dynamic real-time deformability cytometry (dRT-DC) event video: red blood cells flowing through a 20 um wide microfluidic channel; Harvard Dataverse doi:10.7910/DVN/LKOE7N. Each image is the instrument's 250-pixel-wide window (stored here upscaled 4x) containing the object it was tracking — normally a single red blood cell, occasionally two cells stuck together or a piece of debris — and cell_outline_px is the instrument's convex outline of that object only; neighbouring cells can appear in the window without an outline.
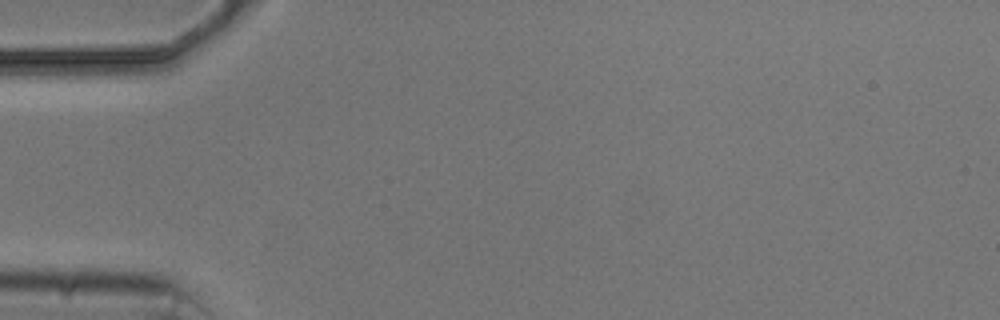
{"species": "common noctule bat (a hibernating species)", "species_latin": "Nyctalus noctula", "temperature_condition": "cold", "stored_images_in_passage": 4, "camera_frame_rate_fps": 3000, "um_per_image_px": 0.085, "animal": {"sex": "male", "body_mass_g": 20.5, "forearm_length_mm": 52.5}, "frame": {"image": 1, "passage_image": 1, "time_ms": 0.0, "image_size_px": [1000, 320], "cell_outline_px": [[160, 60], [128, 80], [68, 80], [60, 76], [72, 60], [96, 48], [152, 52], [160, 56]], "centroid_in_image_um": [9.29, 5.52], "position_along_channel_um": 75.7, "area_um2": 16.76}}